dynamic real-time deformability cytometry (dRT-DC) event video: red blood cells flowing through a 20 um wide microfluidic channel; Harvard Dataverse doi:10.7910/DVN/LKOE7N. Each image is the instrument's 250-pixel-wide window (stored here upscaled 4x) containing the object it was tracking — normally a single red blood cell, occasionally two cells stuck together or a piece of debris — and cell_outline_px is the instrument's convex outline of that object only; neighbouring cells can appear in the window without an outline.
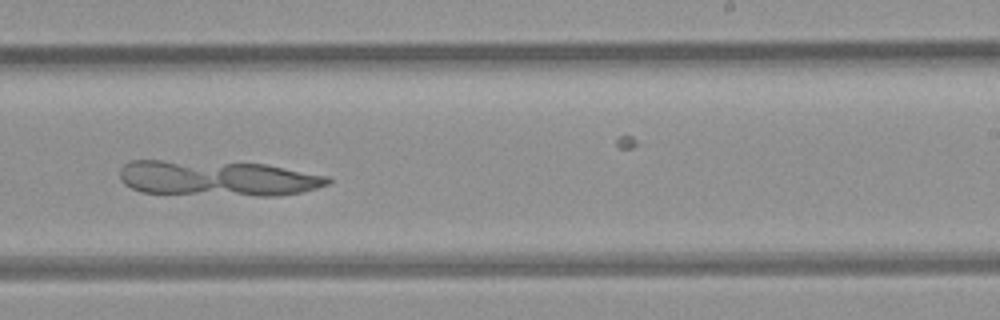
{"species": "common noctule bat (a hibernating species)", "species_latin": "Nyctalus noctula", "temperature_condition": "room temperature", "stored_images_in_passage": 34, "camera_frame_rate_fps": 3000, "um_per_image_px": 0.085, "animal": {"sex": "female", "body_mass_g": 21.9}, "frame": {"image": 1, "passage_image": 20, "time_ms": 6.333, "image_size_px": [1000, 320], "cell_outline_px": [[332, 180], [328, 184], [316, 188], [300, 192], [276, 196], [256, 196], [140, 192], [124, 184], [120, 180], [120, 168], [128, 160], [160, 160], [264, 164], [328, 176]], "centroid_in_image_um": [18.45, 15.16], "position_along_channel_um": 270.6, "area_um2": 42.95}}